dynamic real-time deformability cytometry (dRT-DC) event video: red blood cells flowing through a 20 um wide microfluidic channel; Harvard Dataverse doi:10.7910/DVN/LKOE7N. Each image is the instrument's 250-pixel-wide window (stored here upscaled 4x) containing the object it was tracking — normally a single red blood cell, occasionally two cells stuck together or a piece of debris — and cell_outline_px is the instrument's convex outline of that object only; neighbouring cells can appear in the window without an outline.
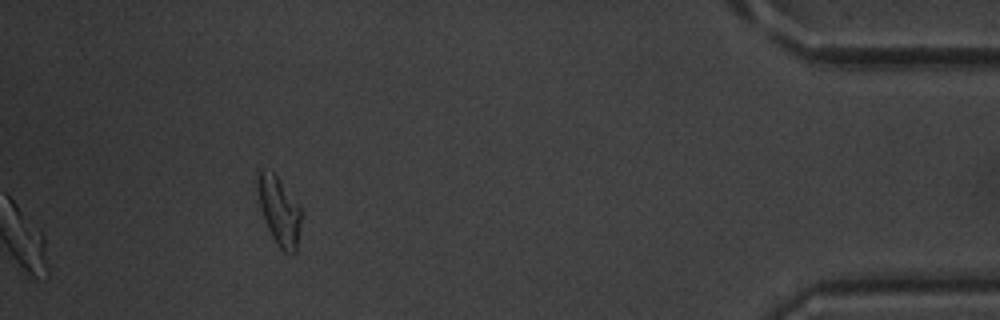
{"species": "common noctule bat (a hibernating species)", "species_latin": "Nyctalus noctula", "temperature_condition": "warm", "stored_images_in_passage": 33, "segment_of_instrument_passage": [2, 2], "camera_frame_rate_fps": 3000, "um_per_image_px": 0.085, "animal": {"sex": "male", "body_mass_g": 20.1, "forearm_length_mm": 53.5}, "frame": {"image": 1, "passage_image": 33, "time_ms": 10.667, "image_size_px": [1000, 320], "cell_outline_px": [[304, 212], [296, 252], [292, 256], [284, 252], [276, 244], [264, 220], [260, 204], [256, 172], [264, 168], [272, 172], [280, 180], [300, 204]], "centroid_in_image_um": [23.79, 17.96], "position_along_channel_um": 411.4, "area_um2": 17.86}}